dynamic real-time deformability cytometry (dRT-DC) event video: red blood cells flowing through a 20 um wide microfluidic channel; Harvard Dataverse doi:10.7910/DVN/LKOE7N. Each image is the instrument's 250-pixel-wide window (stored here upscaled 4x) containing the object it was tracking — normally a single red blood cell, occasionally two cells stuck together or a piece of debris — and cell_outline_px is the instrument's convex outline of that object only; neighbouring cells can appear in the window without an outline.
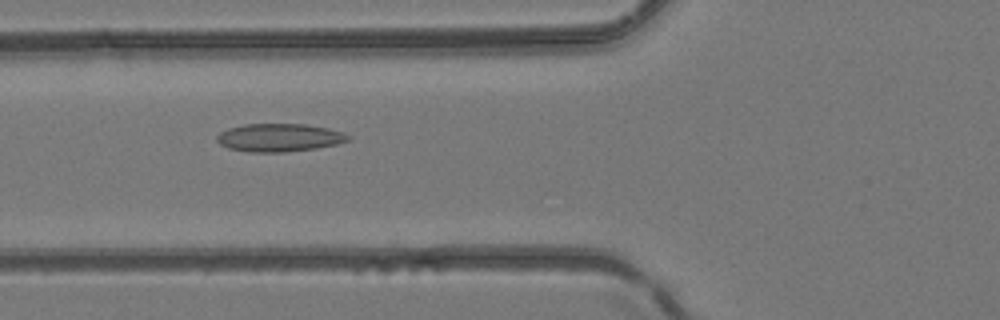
{"species": "common noctule bat (a hibernating species)", "species_latin": "Nyctalus noctula", "temperature_condition": "room temperature", "stored_images_in_passage": 48, "camera_frame_rate_fps": 3000, "um_per_image_px": 0.085, "animal": {"sex": "female", "body_mass_g": 24.6, "forearm_length_mm": 56.2}, "frame": {"image": 1, "passage_image": 19, "time_ms": 6.0, "image_size_px": [1000, 320], "cell_outline_px": [[352, 136], [348, 140], [336, 144], [316, 148], [284, 152], [248, 152], [228, 148], [220, 144], [216, 140], [216, 136], [220, 132], [228, 128], [244, 124], [304, 124], [328, 128], [344, 132]], "centroid_in_image_um": [23.73, 11.69], "position_along_channel_um": 102.1, "area_um2": 21.5}}
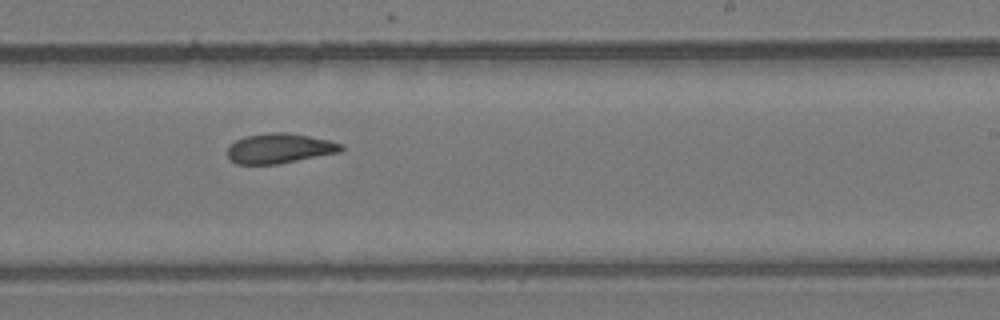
{"frame": {"image": 2, "passage_image": 30, "time_ms": 9.667, "image_size_px": [1000, 320], "cell_outline_px": [[344, 148], [340, 152], [276, 164], [236, 164], [228, 156], [228, 148], [236, 140], [244, 136], [268, 132], [288, 132], [328, 140], [344, 144]], "centroid_in_image_um": [23.76, 12.6], "position_along_channel_um": 265.2, "area_um2": 19.71}}
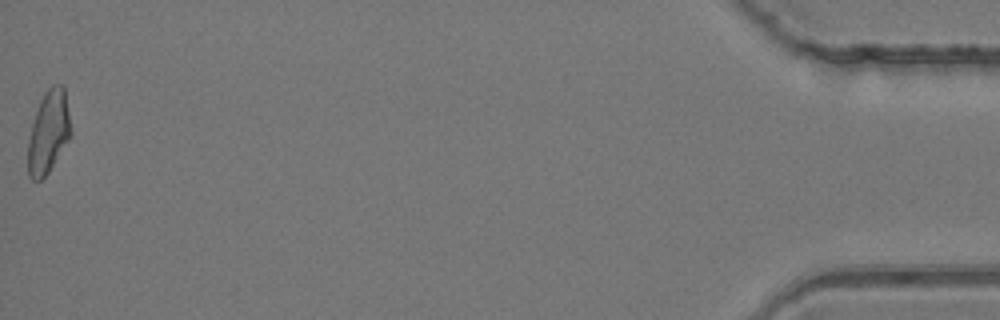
{"frame": {"image": 3, "passage_image": 48, "time_ms": 15.667, "image_size_px": [1000, 320], "cell_outline_px": [[72, 132], [68, 140], [48, 172], [40, 180], [32, 180], [28, 176], [28, 140], [32, 124], [40, 100], [44, 92], [52, 84], [64, 84]], "centroid_in_image_um": [4.12, 11.18], "position_along_channel_um": 431.1, "area_um2": 20.52}}